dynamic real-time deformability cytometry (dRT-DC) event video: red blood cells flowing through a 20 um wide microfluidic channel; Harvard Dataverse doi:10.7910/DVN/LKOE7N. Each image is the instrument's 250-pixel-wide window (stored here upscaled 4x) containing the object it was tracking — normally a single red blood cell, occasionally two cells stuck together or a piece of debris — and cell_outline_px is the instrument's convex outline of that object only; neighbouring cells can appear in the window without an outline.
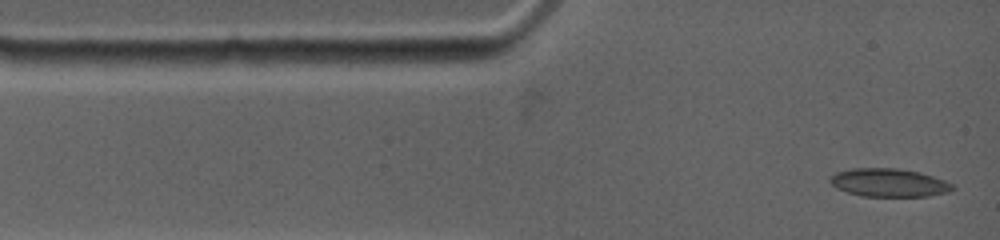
{"species": "common noctule bat (a hibernating species)", "species_latin": "Nyctalus noctula", "temperature_condition": "warm", "stored_images_in_passage": 20, "camera_frame_rate_fps": 4500, "um_per_image_px": 0.085, "animal": {"sex": "female", "body_mass_g": 19.0, "forearm_length_mm": 53.3}, "frame": {"image": 1, "passage_image": 1, "time_ms": 0.0, "image_size_px": [1000, 240], "cell_outline_px": [[956, 188], [948, 192], [928, 196], [860, 196], [836, 188], [828, 180], [836, 172], [852, 168], [896, 168], [920, 172], [944, 180], [952, 184]], "centroid_in_image_um": [75.55, 15.52], "position_along_channel_um": 9.4, "area_um2": 20.11}}
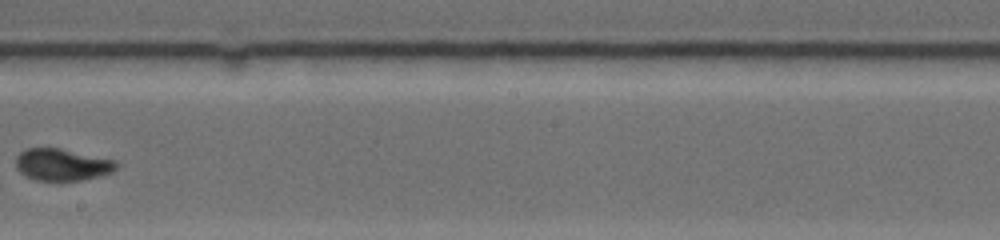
{"frame": {"image": 2, "passage_image": 12, "time_ms": 7.111, "image_size_px": [1000, 240], "cell_outline_px": [[120, 164], [112, 172], [100, 176], [80, 180], [36, 180], [24, 176], [16, 168], [16, 156], [20, 152], [28, 148], [60, 148], [112, 160]], "centroid_in_image_um": [5.25, 14.0], "position_along_channel_um": 243.0, "area_um2": 18.55}}
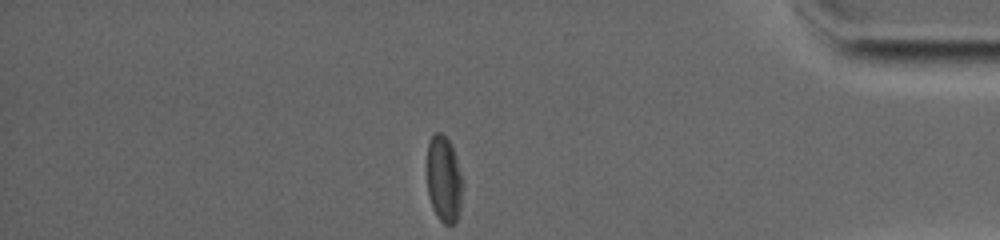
{"frame": {"image": 3, "passage_image": 20, "time_ms": 12.222, "image_size_px": [1000, 240], "cell_outline_px": [[464, 184], [460, 212], [456, 220], [452, 224], [444, 224], [440, 220], [432, 208], [428, 196], [428, 140], [436, 132], [440, 132], [448, 140], [456, 156]], "centroid_in_image_um": [37.75, 15.26], "position_along_channel_um": 397.4, "area_um2": 18.03}, "authors_computed_cell_mechanics": {"area_um2": 19.3919, "velocity_mm_per_s": 3.7726, "shape_relaxation_time_tau1_ms": null, "shape_relaxation_time_tau2_ms": 1.6773, "deformation_change_tau1": null, "deformation_change_tau2": 0.0598}}